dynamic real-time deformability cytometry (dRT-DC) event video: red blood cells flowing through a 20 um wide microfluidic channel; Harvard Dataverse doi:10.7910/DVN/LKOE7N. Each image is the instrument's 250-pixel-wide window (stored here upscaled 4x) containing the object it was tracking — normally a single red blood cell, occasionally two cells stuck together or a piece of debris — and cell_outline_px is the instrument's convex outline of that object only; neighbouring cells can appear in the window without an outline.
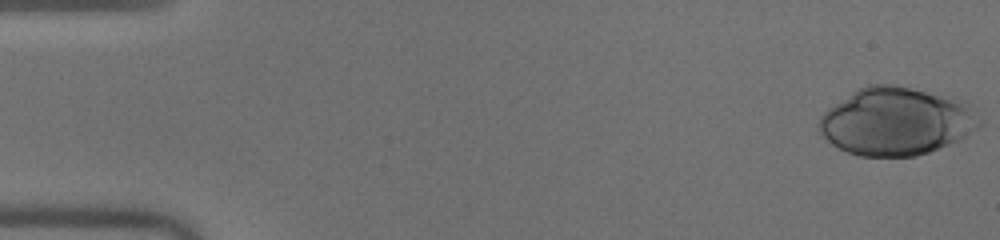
{"species": "human", "species_latin": "Homo sapiens", "temperature_condition": "warm", "stored_images_in_passage": 50, "camera_frame_rate_fps": 3000, "um_per_image_px": 0.085, "donor": {"sex": "male"}, "frame": {"image": 1, "passage_image": 1, "time_ms": 0.0, "image_size_px": [1000, 240], "cell_outline_px": [[984, 124], [980, 128], [960, 140], [928, 152], [916, 156], [860, 156], [848, 152], [832, 144], [820, 132], [816, 124], [820, 116], [828, 108], [852, 92], [868, 84], [896, 84], [952, 96], [964, 100], [972, 104], [984, 120]], "centroid_in_image_um": [76.27, 10.29], "position_along_channel_um": 8.7, "area_um2": 64.39}}
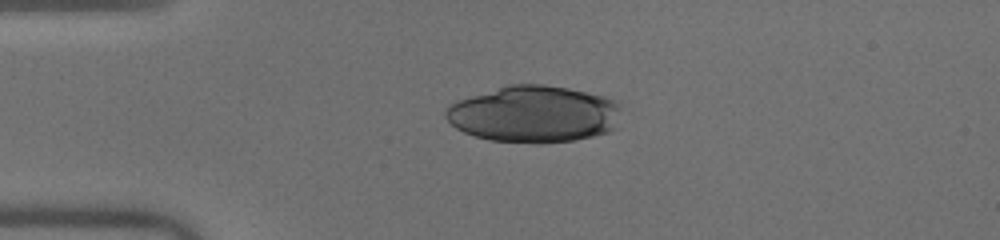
{"frame": {"image": 2, "passage_image": 12, "time_ms": 3.667, "image_size_px": [1000, 240], "cell_outline_px": [[620, 108], [612, 128], [608, 132], [592, 136], [572, 140], [540, 144], [536, 144], [488, 140], [464, 132], [456, 128], [444, 116], [444, 108], [448, 104], [456, 100], [508, 84], [544, 84], [568, 88], [604, 96], [620, 100]], "centroid_in_image_um": [45.33, 9.69], "position_along_channel_um": 39.7, "area_um2": 58.38}}